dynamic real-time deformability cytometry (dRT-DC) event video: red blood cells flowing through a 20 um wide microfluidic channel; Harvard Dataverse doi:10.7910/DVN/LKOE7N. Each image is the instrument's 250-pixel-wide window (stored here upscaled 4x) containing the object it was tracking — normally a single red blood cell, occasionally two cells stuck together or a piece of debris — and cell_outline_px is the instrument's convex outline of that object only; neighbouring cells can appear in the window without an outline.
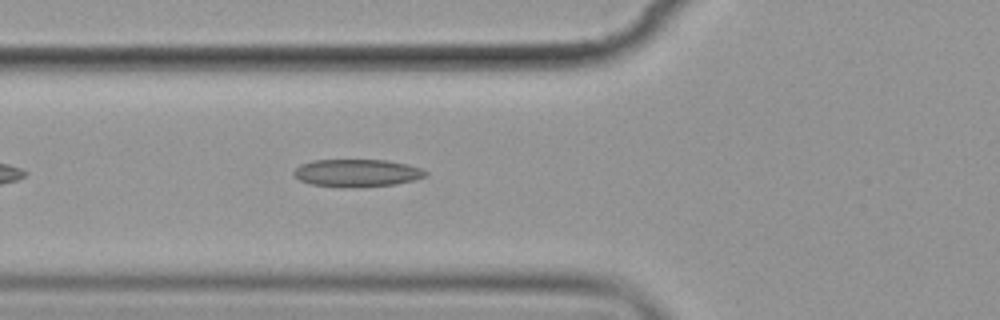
{"species": "common noctule bat (a hibernating species)", "species_latin": "Nyctalus noctula", "temperature_condition": "cold", "stored_images_in_passage": 5, "camera_frame_rate_fps": 3000, "um_per_image_px": 0.085, "animal": {"sex": "female", "body_mass_g": 19.9}, "frame": {"image": 1, "passage_image": 5, "time_ms": 5.333, "image_size_px": [1000, 320], "cell_outline_px": [[428, 176], [396, 184], [312, 184], [300, 180], [292, 172], [300, 164], [312, 160], [388, 160], [408, 164], [420, 168], [428, 172]], "centroid_in_image_um": [30.38, 14.63], "position_along_channel_um": 95.4, "area_um2": 20.0}}